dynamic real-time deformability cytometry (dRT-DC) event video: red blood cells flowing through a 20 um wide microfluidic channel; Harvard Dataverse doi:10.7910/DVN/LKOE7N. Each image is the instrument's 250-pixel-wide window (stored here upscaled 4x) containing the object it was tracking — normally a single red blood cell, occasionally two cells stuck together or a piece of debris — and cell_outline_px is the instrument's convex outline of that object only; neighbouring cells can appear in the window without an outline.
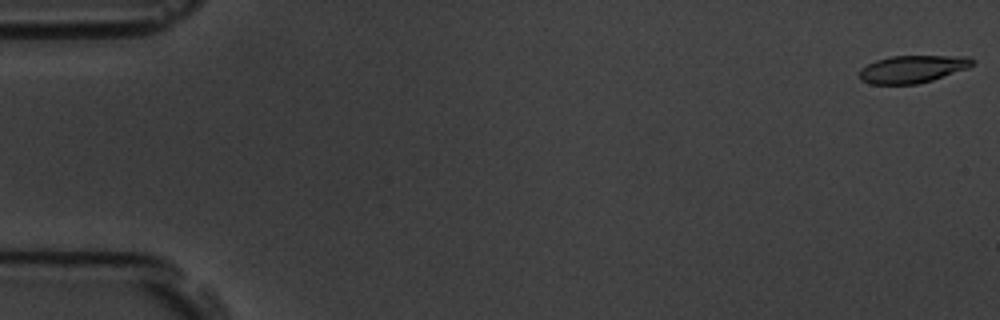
{"species": "common noctule bat (a hibernating species)", "species_latin": "Nyctalus noctula", "temperature_condition": "room temperature", "stored_images_in_passage": 58, "camera_frame_rate_fps": 3000, "um_per_image_px": 0.085, "animal": {"sex": "male", "body_mass_g": 19.5, "forearm_length_mm": 54.6}, "frame": {"image": 1, "passage_image": 1, "time_ms": 0.0, "image_size_px": [1000, 320], "cell_outline_px": [[976, 64], [968, 68], [932, 80], [916, 84], [868, 84], [860, 80], [860, 68], [876, 60], [892, 56], [968, 56], [976, 60]], "centroid_in_image_um": [77.59, 5.87], "position_along_channel_um": 7.4, "area_um2": 18.21}}
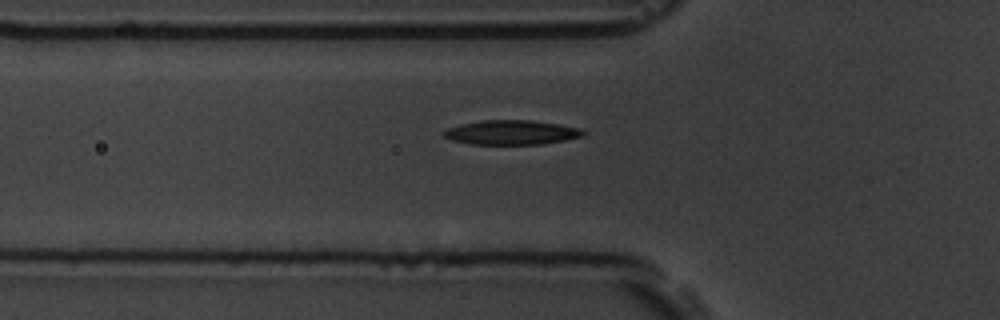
{"frame": {"image": 2, "passage_image": 20, "time_ms": 6.333, "image_size_px": [1000, 320], "cell_outline_px": [[588, 132], [584, 136], [564, 140], [540, 144], [472, 144], [452, 140], [444, 136], [444, 132], [448, 128], [480, 120], [532, 120], [580, 128]], "centroid_in_image_um": [43.52, 11.25], "position_along_channel_um": 82.3, "area_um2": 19.65}}
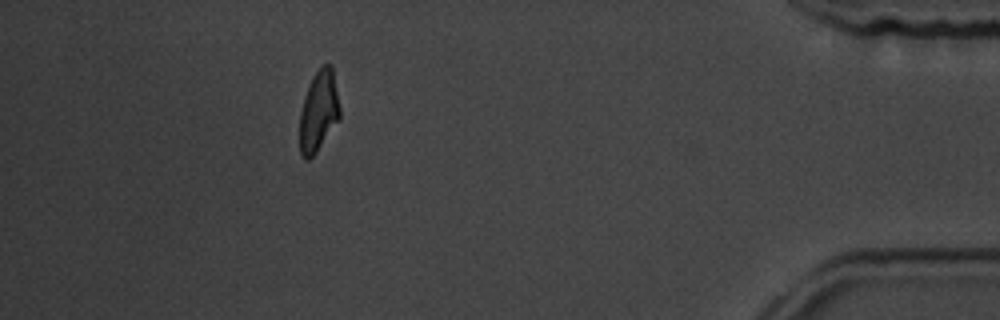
{"frame": {"image": 3, "passage_image": 52, "time_ms": 17.0, "image_size_px": [1000, 320], "cell_outline_px": [[340, 116], [316, 152], [308, 160], [304, 160], [300, 152], [300, 112], [304, 96], [308, 84], [312, 76], [324, 64], [332, 64], [340, 108]], "centroid_in_image_um": [27.07, 9.42], "position_along_channel_um": 408.1, "area_um2": 18.73}, "authors_computed_cell_mechanics": {"area_um2": 19.4208, "velocity_mm_per_s": 3.5615, "shape_relaxation_time_tau1_ms": 3.3352, "shape_relaxation_time_tau2_ms": 1.419, "deformation_change_tau1": 0.149, "deformation_change_tau2": 0.0737}}